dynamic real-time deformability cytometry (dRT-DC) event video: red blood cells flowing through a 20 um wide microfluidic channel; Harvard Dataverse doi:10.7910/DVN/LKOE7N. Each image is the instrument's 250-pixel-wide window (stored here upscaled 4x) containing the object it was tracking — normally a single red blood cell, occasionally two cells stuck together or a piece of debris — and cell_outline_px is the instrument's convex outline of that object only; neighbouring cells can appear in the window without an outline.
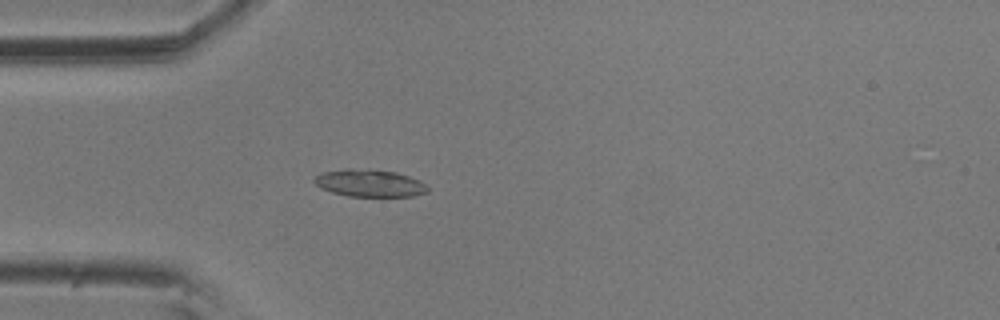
{"species": "common noctule bat (a hibernating species)", "species_latin": "Nyctalus noctula", "temperature_condition": "room temperature", "stored_images_in_passage": 3, "camera_frame_rate_fps": 3000, "um_per_image_px": 0.085, "animal": {"sex": "male", "body_mass_g": 20.5, "forearm_length_mm": 52.5}, "frame": {"image": 1, "passage_image": 3, "time_ms": 0.667, "image_size_px": [1000, 320], "cell_outline_px": [[428, 192], [412, 196], [348, 196], [332, 192], [320, 188], [312, 180], [320, 172], [344, 168], [352, 168], [396, 172], [420, 180], [428, 184]], "centroid_in_image_um": [31.4, 15.56], "position_along_channel_um": 53.6, "area_um2": 18.15}}